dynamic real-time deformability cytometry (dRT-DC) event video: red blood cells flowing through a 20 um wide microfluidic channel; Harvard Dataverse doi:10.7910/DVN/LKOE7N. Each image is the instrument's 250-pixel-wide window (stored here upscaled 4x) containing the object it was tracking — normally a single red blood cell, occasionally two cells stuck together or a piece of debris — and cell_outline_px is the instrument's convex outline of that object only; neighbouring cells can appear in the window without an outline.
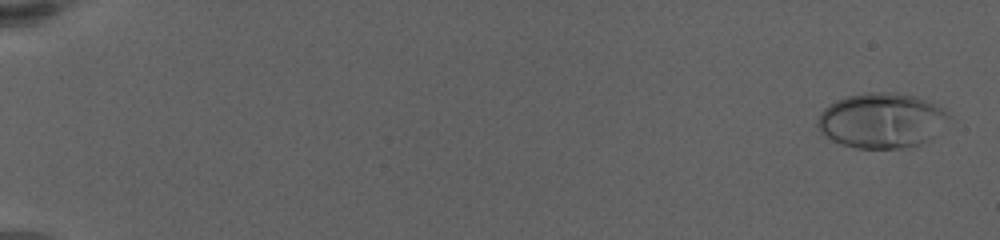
{"species": "human", "species_latin": "Homo sapiens", "temperature_condition": "warm", "stored_images_in_passage": 63, "camera_frame_rate_fps": 3000, "um_per_image_px": 0.085, "donor": {"sex": "female"}, "frame": {"image": 1, "passage_image": 2, "time_ms": 0.333, "image_size_px": [1000, 240], "cell_outline_px": [[952, 116], [928, 140], [916, 144], [900, 148], [856, 148], [840, 144], [832, 140], [820, 132], [816, 128], [816, 124], [820, 112], [824, 108], [836, 100], [848, 96], [868, 92], [884, 92], [916, 96], [928, 100]], "centroid_in_image_um": [74.88, 10.24], "position_along_channel_um": 10.1, "area_um2": 41.79}}
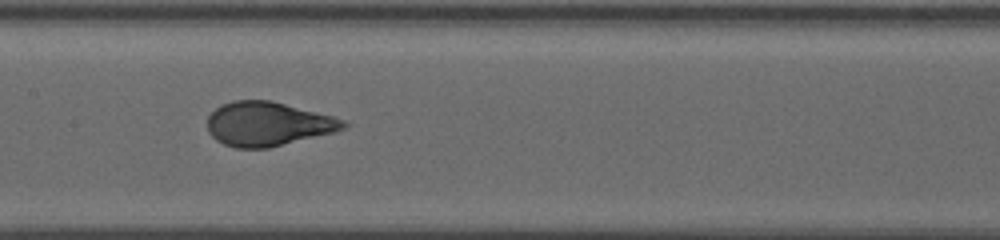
{"frame": {"image": 2, "passage_image": 34, "time_ms": 11.0, "image_size_px": [1000, 240], "cell_outline_px": [[348, 124], [344, 128], [332, 132], [268, 148], [236, 148], [224, 144], [216, 140], [208, 132], [208, 116], [220, 104], [232, 100], [272, 100], [332, 116], [344, 120]], "centroid_in_image_um": [22.72, 10.52], "position_along_channel_um": 184.7, "area_um2": 34.74}}
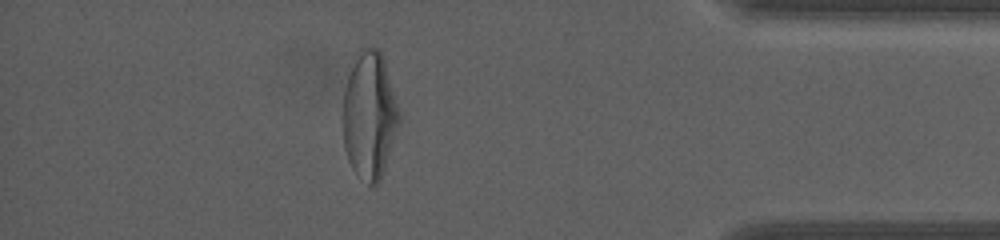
{"frame": {"image": 3, "passage_image": 56, "time_ms": 18.333, "image_size_px": [1000, 240], "cell_outline_px": [[400, 124], [380, 180], [372, 188], [352, 168], [348, 160], [344, 148], [340, 116], [344, 88], [348, 76], [360, 48], [376, 48], [380, 52], [384, 60], [400, 112]], "centroid_in_image_um": [31.37, 9.84], "position_along_channel_um": 403.8, "area_um2": 42.08}, "authors_computed_cell_mechanics": {"area_um2": 36.414, "velocity_mm_per_s": 3.3996, "shape_relaxation_time_tau1_ms": 4.653, "shape_relaxation_time_tau2_ms": null, "deformation_change_tau1": 0.2231, "deformation_change_tau2": null}}